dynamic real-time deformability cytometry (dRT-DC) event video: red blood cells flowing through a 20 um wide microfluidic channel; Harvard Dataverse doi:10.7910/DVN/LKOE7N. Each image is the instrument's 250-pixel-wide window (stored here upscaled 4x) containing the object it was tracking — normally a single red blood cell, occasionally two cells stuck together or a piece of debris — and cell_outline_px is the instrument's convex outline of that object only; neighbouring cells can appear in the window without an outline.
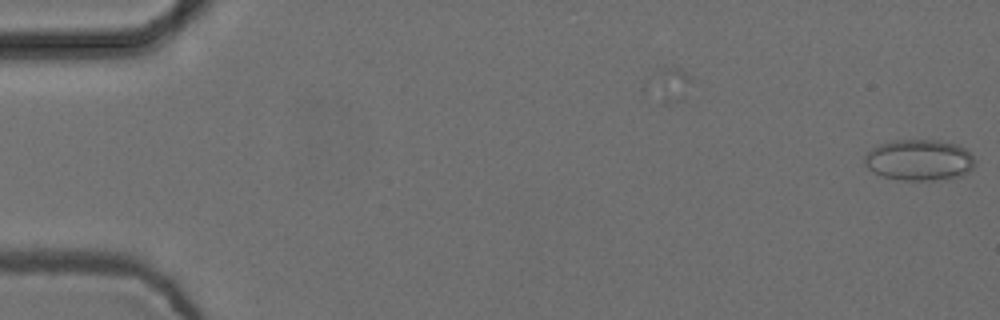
{"species": "common noctule bat (a hibernating species)", "species_latin": "Nyctalus noctula", "temperature_condition": "cold", "stored_images_in_passage": 6, "camera_frame_rate_fps": 3000, "um_per_image_px": 0.085, "animal": {"sex": "female", "body_mass_g": 24.6, "forearm_length_mm": 56.2}, "frame": {"image": 1, "passage_image": 6, "time_ms": 1.667, "image_size_px": [1000, 320], "cell_outline_px": [[972, 168], [968, 172], [960, 176], [932, 180], [904, 180], [884, 176], [872, 172], [864, 164], [864, 156], [872, 148], [880, 144], [892, 140], [936, 140], [956, 144], [964, 148], [972, 156]], "centroid_in_image_um": [78.08, 13.59], "position_along_channel_um": 6.9, "area_um2": 26.13}}